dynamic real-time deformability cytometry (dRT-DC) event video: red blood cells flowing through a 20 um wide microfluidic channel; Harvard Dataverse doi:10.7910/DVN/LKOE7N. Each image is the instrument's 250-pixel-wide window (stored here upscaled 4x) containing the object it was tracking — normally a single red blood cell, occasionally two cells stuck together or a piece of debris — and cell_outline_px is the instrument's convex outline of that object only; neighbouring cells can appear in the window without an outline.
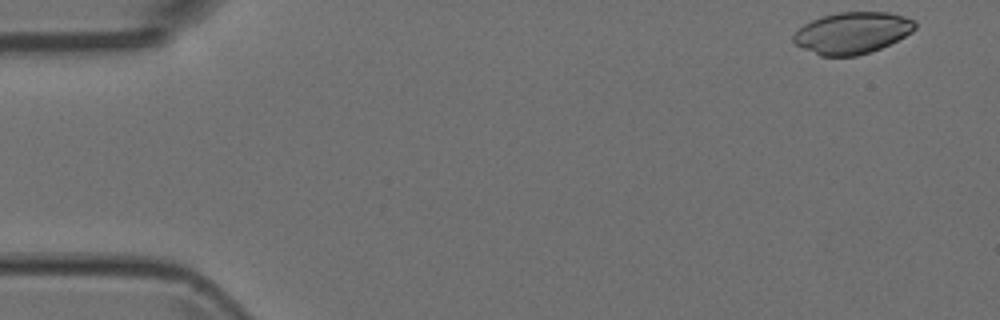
{"species": "Egyptian fruit bat (a non-hibernating species)", "species_latin": "Rousettus aegyptiacus", "temperature_condition": "room temperature", "stored_images_in_passage": 6, "camera_frame_rate_fps": 3000, "um_per_image_px": 0.085, "animal": {"sex": "female"}, "frame": {"image": 1, "passage_image": 1, "time_ms": 0.0, "image_size_px": [1000, 320], "cell_outline_px": [[916, 28], [912, 32], [880, 48], [856, 56], [820, 56], [796, 44], [792, 40], [792, 36], [804, 24], [812, 20], [824, 16], [840, 12], [888, 12], [904, 16], [916, 20]], "centroid_in_image_um": [72.46, 2.79], "position_along_channel_um": 12.5, "area_um2": 29.19}}
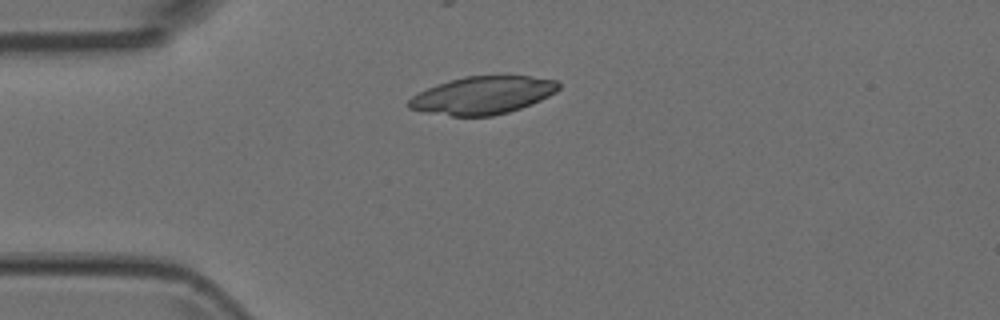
{"frame": {"image": 2, "passage_image": 4, "time_ms": 1.0, "image_size_px": [1000, 320], "cell_outline_px": [[560, 88], [556, 92], [540, 100], [520, 108], [508, 112], [492, 116], [452, 116], [424, 112], [408, 108], [408, 100], [412, 96], [428, 88], [464, 76], [532, 76], [556, 80], [560, 84]], "centroid_in_image_um": [41.04, 8.1], "position_along_channel_um": 44.0, "area_um2": 32.71}}